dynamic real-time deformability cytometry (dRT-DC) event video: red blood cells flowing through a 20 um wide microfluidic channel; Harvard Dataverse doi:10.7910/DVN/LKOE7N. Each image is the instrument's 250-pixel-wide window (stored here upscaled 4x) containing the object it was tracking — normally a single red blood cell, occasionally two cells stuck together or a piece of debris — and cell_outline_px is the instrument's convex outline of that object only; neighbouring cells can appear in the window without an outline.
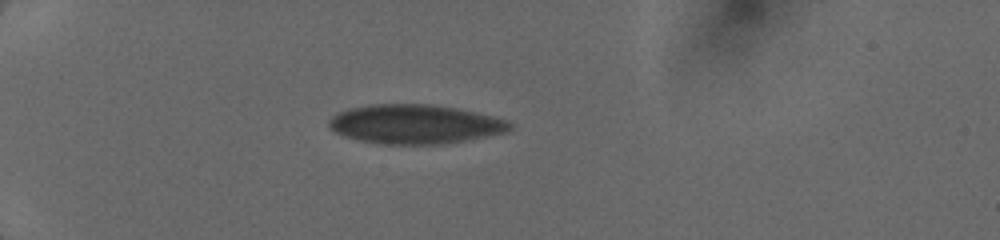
{"species": "human", "species_latin": "Homo sapiens", "temperature_condition": "cold", "stored_images_in_passage": 14, "camera_frame_rate_fps": 3000, "um_per_image_px": 0.085, "donor": {"sex": "female"}, "frame": {"image": 1, "passage_image": 10, "time_ms": 4.667, "image_size_px": [1000, 240], "cell_outline_px": [[512, 128], [504, 132], [484, 136], [440, 144], [384, 144], [360, 140], [344, 136], [328, 128], [328, 120], [332, 116], [348, 108], [368, 104], [432, 104], [456, 108], [492, 116], [508, 120], [512, 124]], "centroid_in_image_um": [35.22, 10.54], "position_along_channel_um": 49.8, "area_um2": 41.04}}
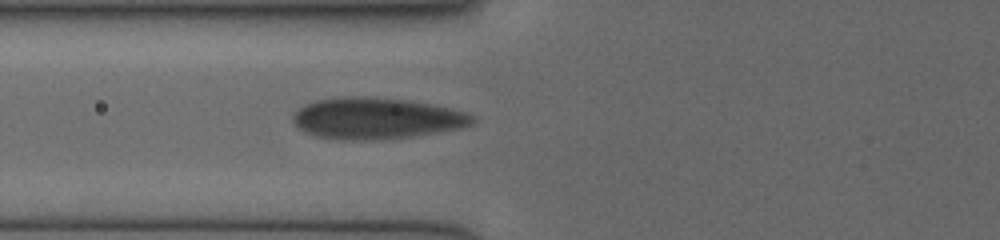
{"frame": {"image": 2, "passage_image": 14, "time_ms": 6.667, "image_size_px": [1000, 240], "cell_outline_px": [[476, 120], [472, 124], [460, 128], [412, 136], [376, 140], [348, 140], [316, 136], [296, 128], [292, 120], [292, 116], [304, 104], [316, 100], [348, 96], [352, 96], [404, 100], [428, 104], [460, 112], [472, 116]], "centroid_in_image_um": [31.89, 10.07], "position_along_channel_um": 93.9, "area_um2": 42.43}}